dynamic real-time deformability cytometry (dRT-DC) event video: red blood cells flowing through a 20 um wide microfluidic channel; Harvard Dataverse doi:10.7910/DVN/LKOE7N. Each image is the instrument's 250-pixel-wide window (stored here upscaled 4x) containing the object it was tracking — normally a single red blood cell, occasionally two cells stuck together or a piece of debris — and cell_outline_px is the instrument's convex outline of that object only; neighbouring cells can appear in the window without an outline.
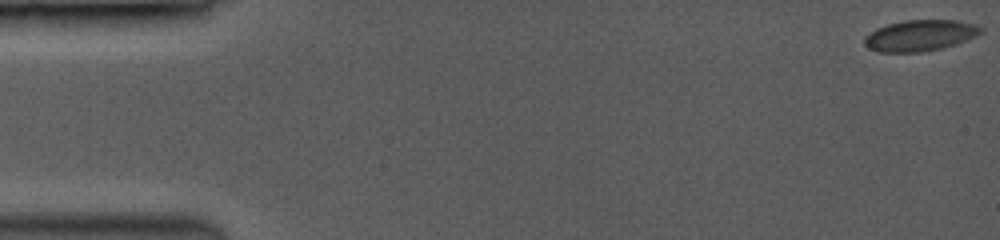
{"species": "common noctule bat (a hibernating species)", "species_latin": "Nyctalus noctula", "temperature_condition": "room temperature", "stored_images_in_passage": 50, "camera_frame_rate_fps": 3500, "um_per_image_px": 0.085, "animal": {"sex": "female", "body_mass_g": 19.0, "forearm_length_mm": 53.3}, "frame": {"image": 1, "passage_image": 1, "time_ms": 0.0, "image_size_px": [1000, 240], "cell_outline_px": [[980, 32], [964, 40], [952, 44], [936, 48], [916, 52], [880, 52], [868, 48], [864, 44], [864, 36], [888, 24], [908, 20], [952, 20], [968, 24], [980, 28]], "centroid_in_image_um": [78.07, 3.02], "position_along_channel_um": 6.9, "area_um2": 20.0}}
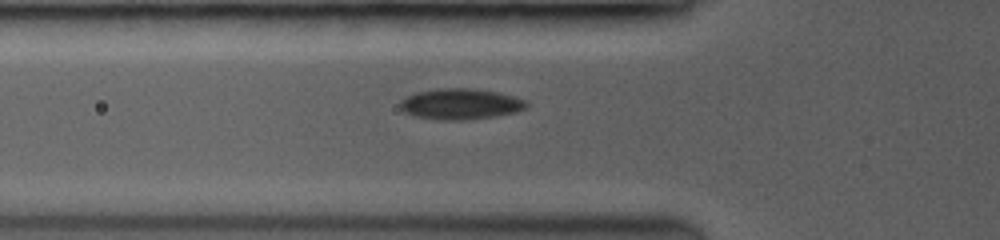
{"frame": {"image": 2, "passage_image": 19, "time_ms": 5.714, "image_size_px": [1000, 240], "cell_outline_px": [[528, 104], [524, 108], [516, 112], [492, 116], [460, 120], [444, 120], [416, 116], [404, 112], [400, 108], [400, 100], [408, 96], [420, 92], [444, 88], [468, 88], [496, 92], [512, 96], [524, 100]], "centroid_in_image_um": [39.12, 8.84], "position_along_channel_um": 86.7, "area_um2": 22.08}}
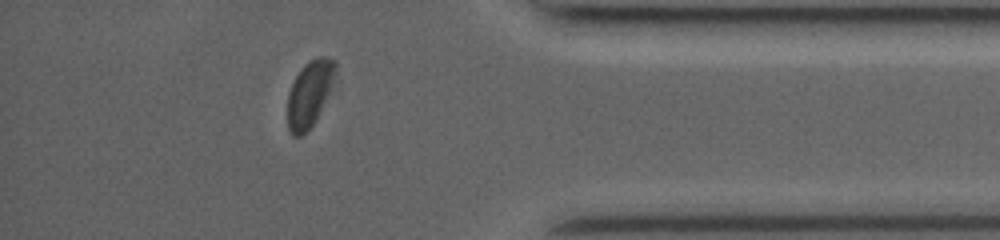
{"frame": {"image": 3, "passage_image": 44, "time_ms": 14.0, "image_size_px": [1000, 240], "cell_outline_px": [[336, 72], [328, 92], [316, 120], [300, 136], [292, 136], [288, 128], [288, 92], [296, 76], [304, 64], [316, 56], [328, 56], [336, 60]], "centroid_in_image_um": [26.31, 7.91], "position_along_channel_um": 408.9, "area_um2": 18.09}, "authors_computed_cell_mechanics": {"area_um2": 20.6924, "velocity_mm_per_s": 4.0416, "shape_relaxation_time_tau1_ms": 4.1728, "shape_relaxation_time_tau2_ms": 1.278, "deformation_change_tau1": 0.1035, "deformation_change_tau2": 0.0535}}